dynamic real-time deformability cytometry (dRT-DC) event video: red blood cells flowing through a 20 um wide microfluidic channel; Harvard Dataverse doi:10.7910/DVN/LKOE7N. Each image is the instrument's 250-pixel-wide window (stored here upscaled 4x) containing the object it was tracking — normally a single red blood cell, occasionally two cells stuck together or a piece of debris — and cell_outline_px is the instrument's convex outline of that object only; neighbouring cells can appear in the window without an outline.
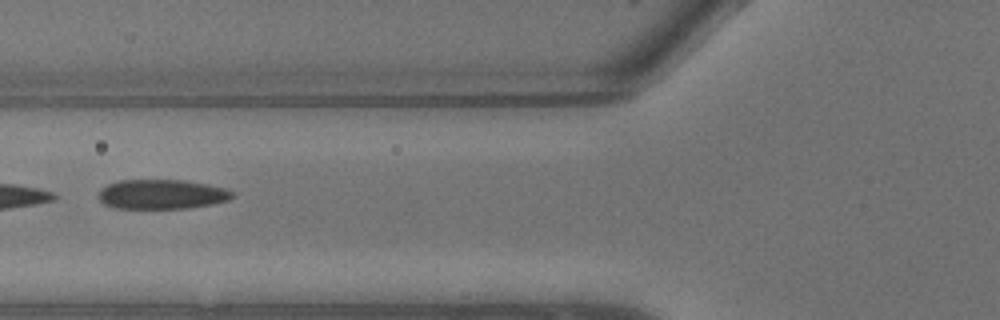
{"species": "common noctule bat (a hibernating species)", "species_latin": "Nyctalus noctula", "temperature_condition": "warm", "stored_images_in_passage": 15, "camera_frame_rate_fps": 3000, "um_per_image_px": 0.085, "animal": {"sex": "male", "body_mass_g": 13.3}, "frame": {"image": 1, "passage_image": 3, "time_ms": 0.667, "image_size_px": [1000, 320], "cell_outline_px": [[236, 196], [228, 200], [212, 204], [188, 208], [112, 208], [104, 204], [96, 196], [108, 184], [120, 180], [180, 180], [208, 184], [224, 188], [232, 192]], "centroid_in_image_um": [13.75, 16.52], "position_along_channel_um": 112.1, "area_um2": 23.0}}
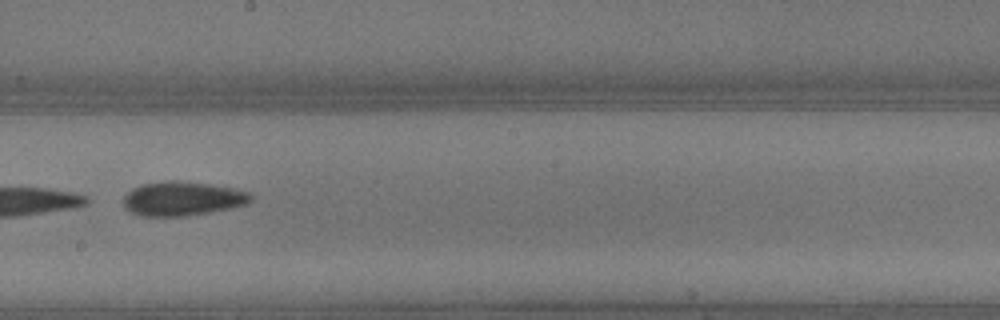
{"frame": {"image": 2, "passage_image": 7, "time_ms": 2.0, "image_size_px": [1000, 320], "cell_outline_px": [[252, 200], [248, 204], [188, 216], [140, 216], [128, 212], [124, 208], [120, 200], [132, 188], [140, 184], [168, 180], [176, 180], [212, 184], [236, 188], [248, 192], [252, 196]], "centroid_in_image_um": [15.45, 16.88], "position_along_channel_um": 232.8, "area_um2": 25.84}}